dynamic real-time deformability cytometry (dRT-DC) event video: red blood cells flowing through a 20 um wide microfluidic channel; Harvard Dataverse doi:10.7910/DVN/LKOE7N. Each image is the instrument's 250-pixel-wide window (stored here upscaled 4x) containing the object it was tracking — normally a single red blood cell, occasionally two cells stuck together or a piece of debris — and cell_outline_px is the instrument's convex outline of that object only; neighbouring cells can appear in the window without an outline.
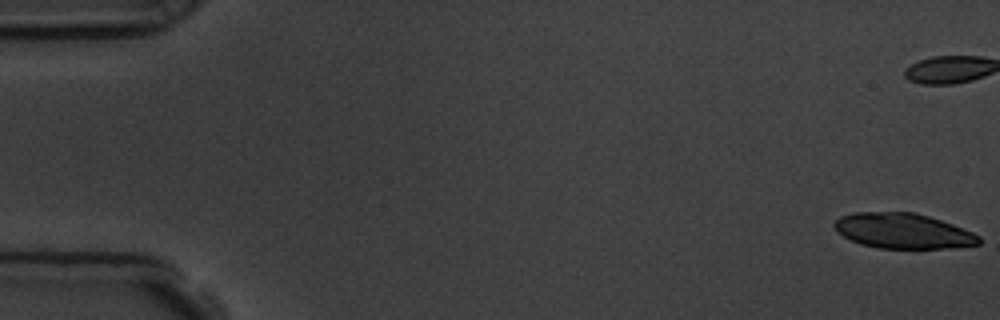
{"species": "common noctule bat (a hibernating species)", "species_latin": "Nyctalus noctula", "temperature_condition": "room temperature", "stored_images_in_passage": 5, "camera_frame_rate_fps": 3000, "um_per_image_px": 0.085, "animal": {"sex": "male", "body_mass_g": 19.5, "forearm_length_mm": 54.6}, "frame": {"image": 1, "passage_image": 1, "time_ms": 0.0, "image_size_px": [1000, 320], "cell_outline_px": [[980, 244], [940, 248], [876, 248], [860, 244], [836, 232], [832, 224], [840, 216], [852, 212], [912, 212], [928, 216], [952, 224], [972, 232], [980, 236]], "centroid_in_image_um": [76.69, 19.62], "position_along_channel_um": 8.3, "area_um2": 29.54}}
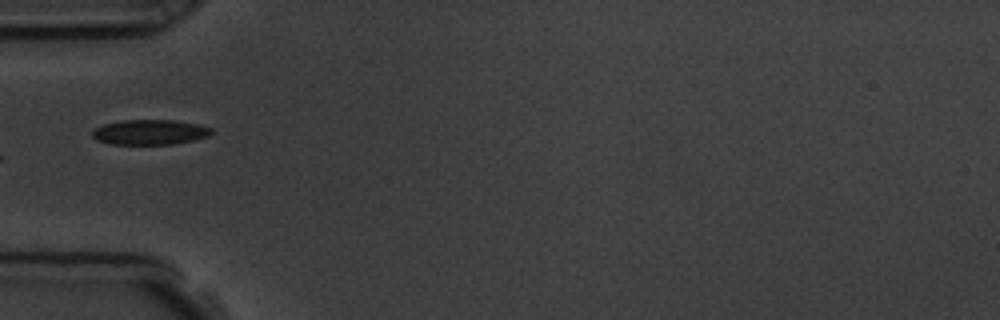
{"frame": {"image": 2, "passage_image": 5, "time_ms": 6.333, "image_size_px": [1000, 320], "cell_outline_px": [[212, 132], [208, 136], [192, 140], [172, 144], [112, 144], [96, 140], [92, 136], [92, 128], [104, 124], [120, 120], [172, 120], [196, 124], [212, 128]], "centroid_in_image_um": [12.68, 11.23], "position_along_channel_um": 72.3, "area_um2": 17.34}}